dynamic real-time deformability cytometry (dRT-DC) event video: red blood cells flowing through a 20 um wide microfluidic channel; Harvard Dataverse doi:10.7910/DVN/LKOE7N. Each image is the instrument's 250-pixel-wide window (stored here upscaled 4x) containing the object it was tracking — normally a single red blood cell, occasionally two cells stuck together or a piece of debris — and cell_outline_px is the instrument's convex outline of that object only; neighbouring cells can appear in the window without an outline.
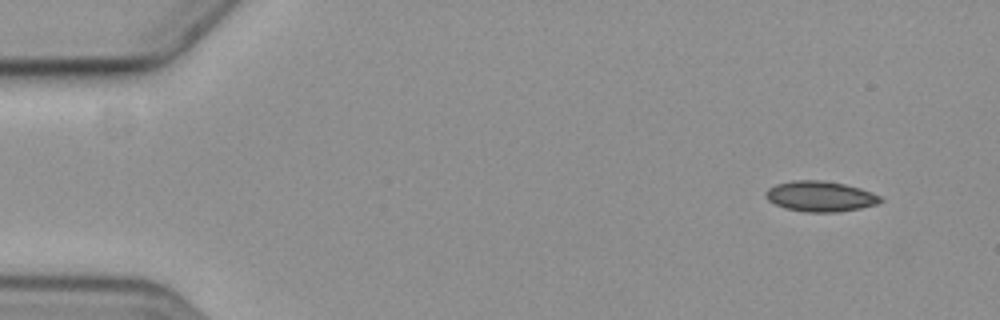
{"species": "common noctule bat (a hibernating species)", "species_latin": "Nyctalus noctula", "temperature_condition": "cold", "stored_images_in_passage": 5, "camera_frame_rate_fps": 3000, "um_per_image_px": 0.085, "animal": {"sex": "female", "body_mass_g": 19.3, "forearm_length_mm": 54.1}, "frame": {"image": 1, "passage_image": 1, "time_ms": 0.0, "image_size_px": [1000, 320], "cell_outline_px": [[884, 200], [876, 204], [860, 208], [836, 212], [808, 212], [788, 208], [776, 204], [768, 200], [764, 196], [764, 192], [768, 188], [776, 184], [792, 180], [820, 180], [844, 184], [860, 188], [880, 196]], "centroid_in_image_um": [69.7, 16.68], "position_along_channel_um": 15.3, "area_um2": 20.17}}
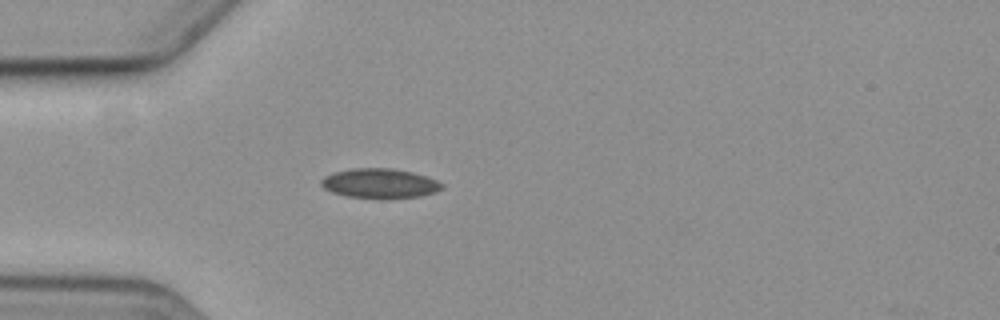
{"frame": {"image": 2, "passage_image": 4, "time_ms": 4.0, "image_size_px": [1000, 320], "cell_outline_px": [[444, 188], [436, 192], [420, 196], [388, 200], [380, 200], [348, 196], [332, 192], [324, 188], [320, 184], [320, 180], [324, 176], [332, 172], [352, 168], [392, 168], [412, 172], [436, 180], [444, 184]], "centroid_in_image_um": [32.28, 15.61], "position_along_channel_um": 52.7, "area_um2": 21.39}}